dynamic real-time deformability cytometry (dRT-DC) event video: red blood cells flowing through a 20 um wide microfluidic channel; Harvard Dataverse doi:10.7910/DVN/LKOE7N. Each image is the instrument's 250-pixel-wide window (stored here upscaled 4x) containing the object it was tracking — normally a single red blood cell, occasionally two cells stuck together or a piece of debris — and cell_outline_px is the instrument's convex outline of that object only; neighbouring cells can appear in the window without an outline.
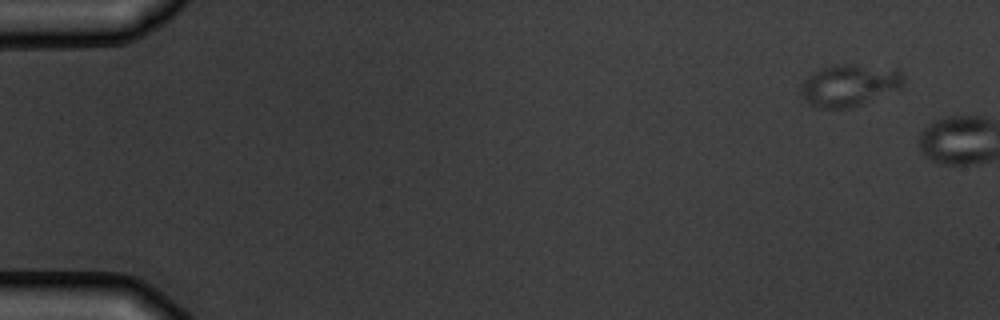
{"species": "common noctule bat (a hibernating species)", "species_latin": "Nyctalus noctula", "temperature_condition": "warm", "stored_images_in_passage": 2, "camera_frame_rate_fps": 3000, "um_per_image_px": 0.085, "animal": {"sex": "male", "body_mass_g": 19.5, "forearm_length_mm": 54.6}, "frame": {"image": 1, "passage_image": 1, "time_ms": 0.0, "image_size_px": [1000, 320], "cell_outline_px": [[904, 84], [900, 88], [852, 108], [816, 108], [808, 104], [804, 100], [800, 92], [800, 84], [812, 72], [820, 68], [836, 64], [856, 64], [896, 68], [904, 76]], "centroid_in_image_um": [72.16, 7.24], "position_along_channel_um": 12.8, "area_um2": 25.49}}